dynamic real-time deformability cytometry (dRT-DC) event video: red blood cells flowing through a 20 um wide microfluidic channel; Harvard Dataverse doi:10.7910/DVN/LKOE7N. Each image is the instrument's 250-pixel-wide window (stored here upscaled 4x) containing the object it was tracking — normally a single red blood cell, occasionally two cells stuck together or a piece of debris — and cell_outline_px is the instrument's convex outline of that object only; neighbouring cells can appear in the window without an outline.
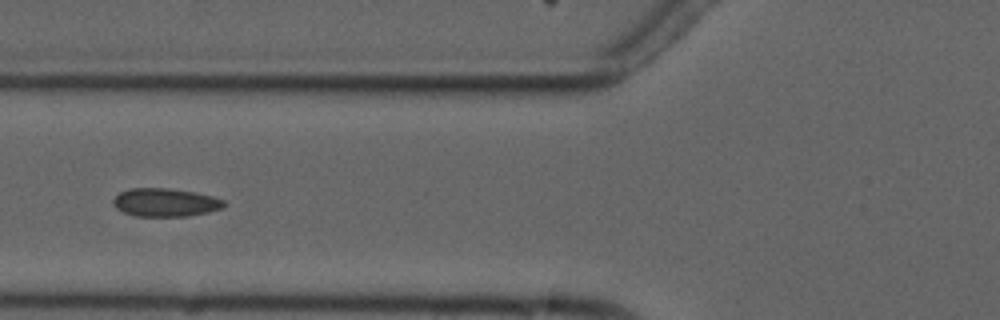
{"species": "common noctule bat (a hibernating species)", "species_latin": "Nyctalus noctula", "temperature_condition": "cold", "stored_images_in_passage": 8, "camera_frame_rate_fps": 3000, "um_per_image_px": 0.085, "animal": {"sex": "male", "forearm_length_mm": 52.5}, "frame": {"image": 1, "passage_image": 3, "time_ms": 2.333, "image_size_px": [1000, 320], "cell_outline_px": [[224, 204], [220, 208], [208, 212], [188, 216], [136, 216], [124, 212], [116, 208], [112, 204], [112, 200], [120, 192], [128, 188], [168, 188], [192, 192], [212, 196], [224, 200]], "centroid_in_image_um": [14.0, 17.2], "position_along_channel_um": 111.8, "area_um2": 18.09}}
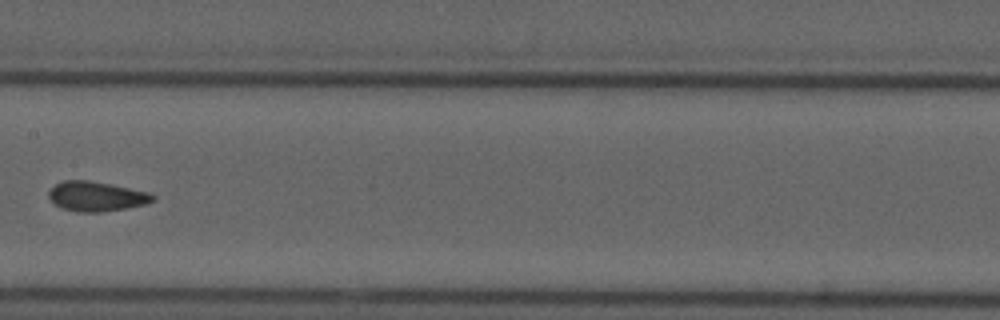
{"frame": {"image": 2, "passage_image": 5, "time_ms": 4.667, "image_size_px": [1000, 320], "cell_outline_px": [[156, 200], [144, 204], [124, 208], [100, 212], [76, 212], [64, 208], [56, 204], [48, 196], [48, 192], [56, 184], [64, 180], [88, 180], [148, 192], [156, 196]], "centroid_in_image_um": [8.19, 16.69], "position_along_channel_um": 199.2, "area_um2": 17.69}}
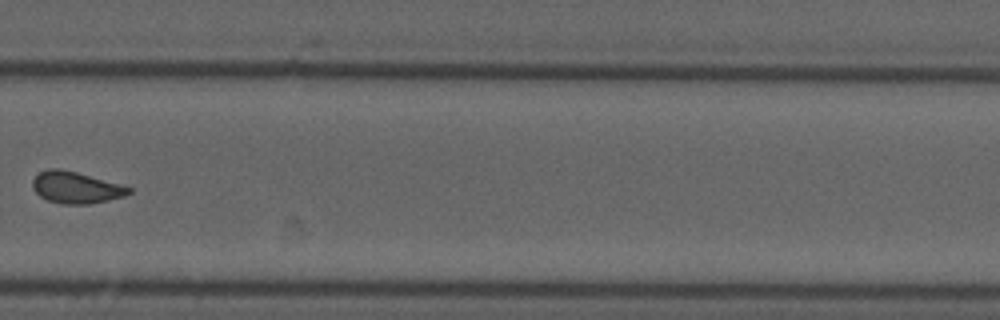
{"frame": {"image": 3, "passage_image": 8, "time_ms": 8.0, "image_size_px": [1000, 320], "cell_outline_px": [[132, 192], [124, 196], [108, 200], [88, 204], [60, 204], [48, 200], [40, 196], [32, 188], [32, 180], [40, 172], [48, 168], [60, 168], [76, 172], [120, 184], [132, 188]], "centroid_in_image_um": [6.44, 15.94], "position_along_channel_um": 323.4, "area_um2": 17.69}}